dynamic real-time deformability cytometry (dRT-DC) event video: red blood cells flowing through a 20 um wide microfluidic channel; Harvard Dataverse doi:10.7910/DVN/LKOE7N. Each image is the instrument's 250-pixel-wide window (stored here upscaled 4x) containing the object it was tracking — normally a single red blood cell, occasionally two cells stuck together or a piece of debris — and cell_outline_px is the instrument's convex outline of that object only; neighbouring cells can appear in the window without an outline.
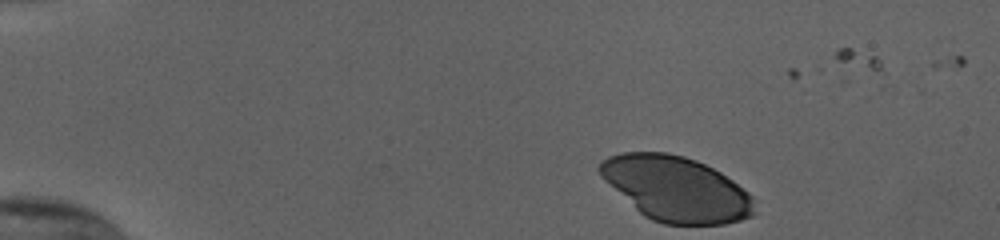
{"species": "human", "species_latin": "Homo sapiens", "temperature_condition": "cold", "stored_images_in_passage": 47, "camera_frame_rate_fps": 3000, "um_per_image_px": 0.085, "donor": {"sex": "female"}, "frame": {"image": 1, "passage_image": 1, "time_ms": 0.0, "image_size_px": [1000, 240], "cell_outline_px": [[756, 212], [752, 216], [740, 220], [724, 224], [664, 224], [652, 220], [644, 216], [604, 180], [600, 176], [596, 168], [600, 160], [608, 156], [620, 152], [668, 152], [684, 156], [696, 160], [720, 172], [732, 180], [748, 192], [752, 196]], "centroid_in_image_um": [57.44, 16.04], "position_along_channel_um": 27.6, "area_um2": 58.55}}